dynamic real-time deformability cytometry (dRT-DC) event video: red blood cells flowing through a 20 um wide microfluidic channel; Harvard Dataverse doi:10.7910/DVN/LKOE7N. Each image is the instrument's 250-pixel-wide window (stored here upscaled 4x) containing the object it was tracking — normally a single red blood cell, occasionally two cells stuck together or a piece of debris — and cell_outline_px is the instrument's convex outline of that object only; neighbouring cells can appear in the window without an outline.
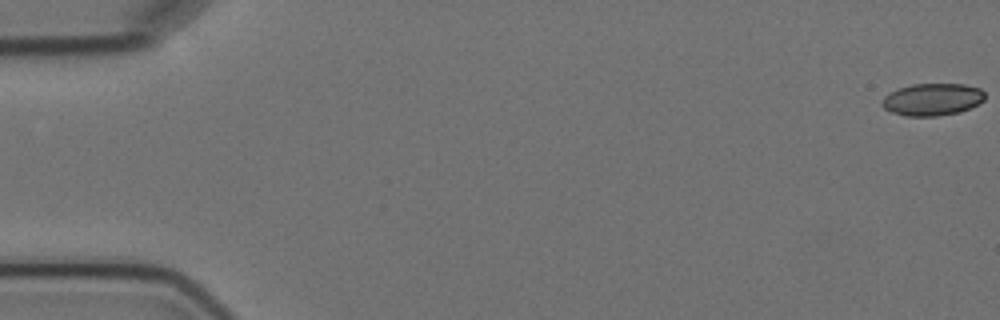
{"species": "Egyptian fruit bat (a non-hibernating species)", "species_latin": "Rousettus aegyptiacus", "temperature_condition": "cold", "stored_images_in_passage": 5, "camera_frame_rate_fps": 3000, "um_per_image_px": 0.085, "animal": {"sex": "female"}, "frame": {"image": 1, "passage_image": 1, "time_ms": 0.0, "image_size_px": [1000, 320], "cell_outline_px": [[984, 100], [960, 112], [936, 116], [904, 116], [892, 112], [884, 108], [880, 104], [884, 96], [888, 92], [912, 84], [964, 84], [980, 88], [984, 92]], "centroid_in_image_um": [79.21, 8.45], "position_along_channel_um": 5.8, "area_um2": 19.31}}